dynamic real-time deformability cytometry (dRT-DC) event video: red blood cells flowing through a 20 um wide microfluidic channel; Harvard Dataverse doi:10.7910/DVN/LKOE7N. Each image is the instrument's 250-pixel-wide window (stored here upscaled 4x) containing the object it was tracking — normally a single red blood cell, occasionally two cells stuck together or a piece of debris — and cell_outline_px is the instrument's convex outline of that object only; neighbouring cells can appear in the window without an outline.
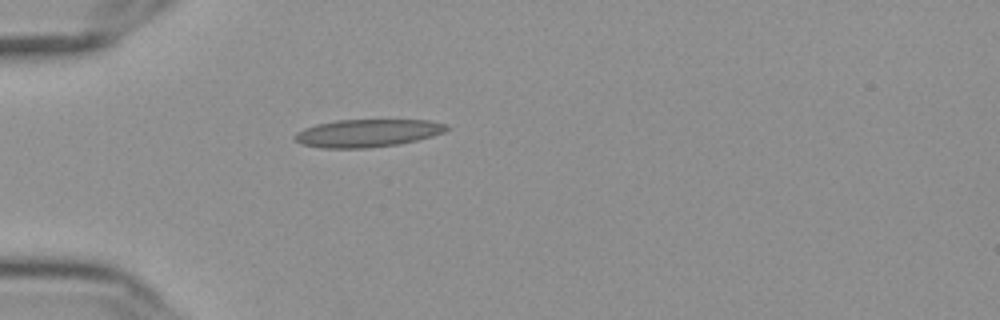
{"species": "Egyptian fruit bat (a non-hibernating species)", "species_latin": "Rousettus aegyptiacus", "temperature_condition": "cold", "stored_images_in_passage": 40, "camera_frame_rate_fps": 3000, "um_per_image_px": 0.085, "frame": {"image": 1, "passage_image": 1, "time_ms": 0.0, "image_size_px": [1000, 320], "cell_outline_px": [[448, 128], [444, 132], [432, 136], [416, 140], [396, 144], [364, 148], [324, 148], [304, 144], [296, 140], [292, 136], [296, 132], [304, 128], [316, 124], [336, 120], [432, 120], [448, 124]], "centroid_in_image_um": [31.24, 11.3], "position_along_channel_um": 53.8, "area_um2": 24.39}}
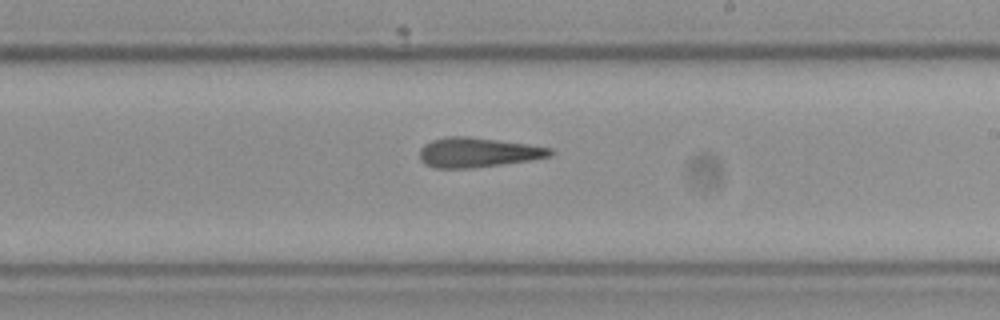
{"frame": {"image": 2, "passage_image": 18, "time_ms": 5.667, "image_size_px": [1000, 320], "cell_outline_px": [[552, 156], [532, 160], [472, 168], [436, 168], [424, 164], [420, 160], [420, 148], [424, 144], [432, 140], [448, 136], [468, 136], [528, 144], [552, 148]], "centroid_in_image_um": [40.6, 12.96], "position_along_channel_um": 248.4, "area_um2": 22.66}}
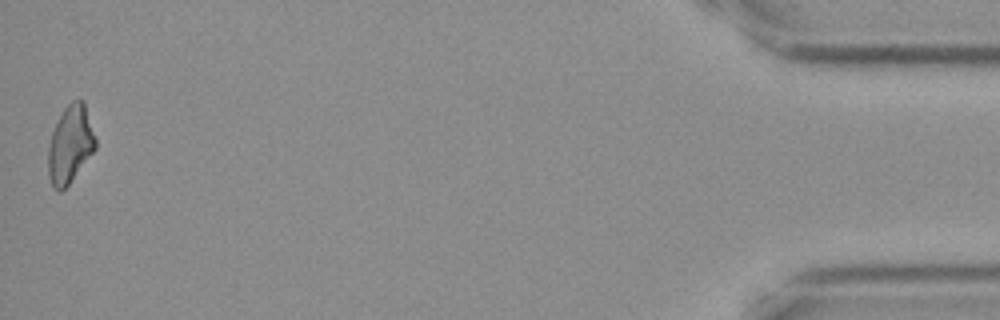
{"frame": {"image": 3, "passage_image": 40, "time_ms": 13.0, "image_size_px": [1000, 320], "cell_outline_px": [[96, 148], [68, 184], [60, 192], [52, 188], [48, 172], [48, 144], [52, 132], [64, 108], [72, 100], [84, 100], [96, 136]], "centroid_in_image_um": [5.97, 12.26], "position_along_channel_um": 429.2, "area_um2": 21.33}, "authors_computed_cell_mechanics": {"area_um2": 22.3108, "velocity_mm_per_s": 3.6424, "shape_relaxation_time_tau1_ms": null, "shape_relaxation_time_tau2_ms": 4.2718, "deformation_change_tau1": null, "deformation_change_tau2": 0.1408}}